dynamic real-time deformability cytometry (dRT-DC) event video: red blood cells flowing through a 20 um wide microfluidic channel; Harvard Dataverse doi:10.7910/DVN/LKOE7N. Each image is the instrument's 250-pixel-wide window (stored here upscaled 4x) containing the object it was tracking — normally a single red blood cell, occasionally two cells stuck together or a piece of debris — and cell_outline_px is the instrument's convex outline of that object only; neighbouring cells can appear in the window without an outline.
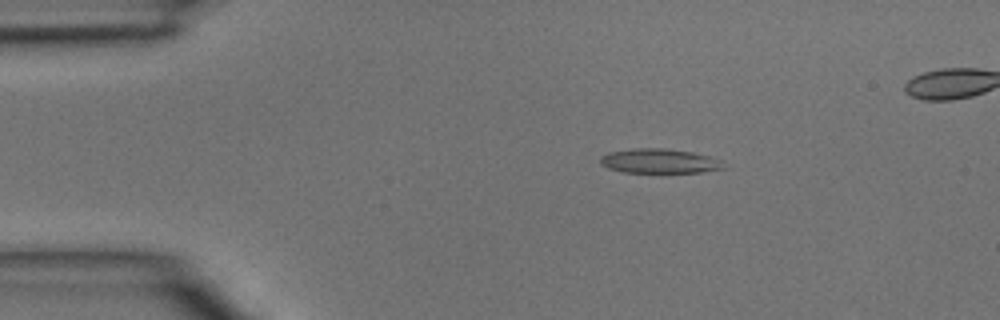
{"species": "common noctule bat (a hibernating species)", "species_latin": "Nyctalus noctula", "temperature_condition": "room temperature", "stored_images_in_passage": 40, "camera_frame_rate_fps": 3000, "um_per_image_px": 0.085, "animal": {"sex": "male", "body_mass_g": 15.6}, "frame": {"image": 1, "passage_image": 5, "time_ms": 1.333, "image_size_px": [1000, 320], "cell_outline_px": [[728, 168], [700, 172], [660, 176], [624, 172], [608, 168], [600, 164], [600, 156], [608, 152], [632, 148], [664, 148], [692, 152], [724, 160]], "centroid_in_image_um": [56.09, 13.74], "position_along_channel_um": 28.9, "area_um2": 18.9}}
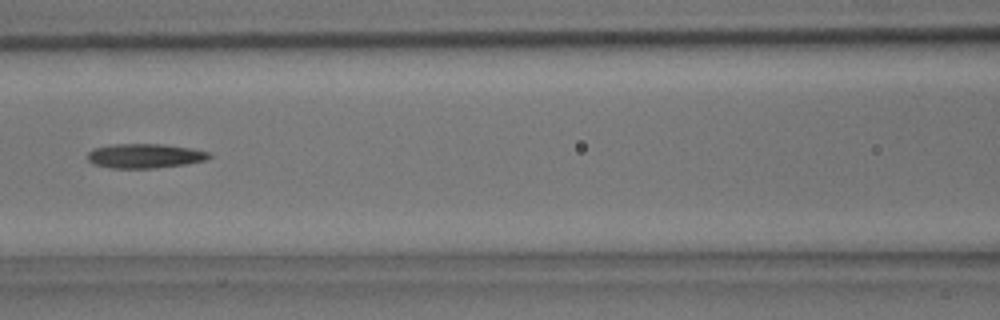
{"frame": {"image": 2, "passage_image": 17, "time_ms": 5.333, "image_size_px": [1000, 320], "cell_outline_px": [[212, 156], [204, 160], [184, 164], [152, 168], [112, 168], [96, 164], [88, 160], [88, 152], [92, 148], [112, 144], [164, 144], [192, 148], [208, 152]], "centroid_in_image_um": [12.29, 13.23], "position_along_channel_um": 154.3, "area_um2": 17.17}}
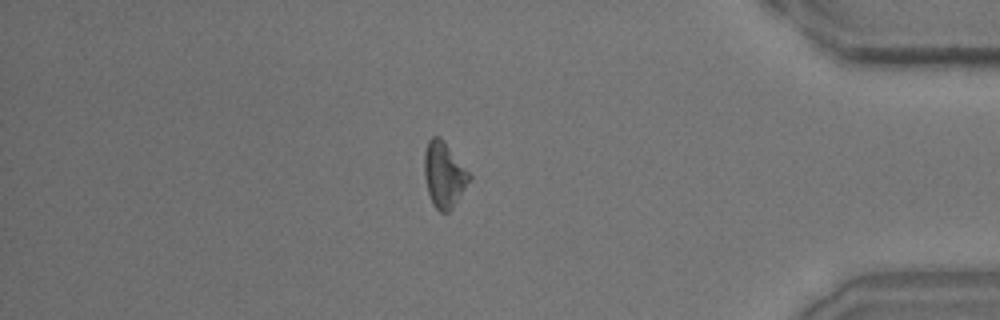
{"frame": {"image": 3, "passage_image": 36, "time_ms": 11.667, "image_size_px": [1000, 320], "cell_outline_px": [[472, 180], [452, 208], [448, 212], [440, 212], [432, 204], [428, 192], [424, 176], [424, 152], [428, 140], [432, 136], [440, 136], [444, 140], [472, 176]], "centroid_in_image_um": [37.75, 14.84], "position_along_channel_um": 397.5, "area_um2": 17.4}}